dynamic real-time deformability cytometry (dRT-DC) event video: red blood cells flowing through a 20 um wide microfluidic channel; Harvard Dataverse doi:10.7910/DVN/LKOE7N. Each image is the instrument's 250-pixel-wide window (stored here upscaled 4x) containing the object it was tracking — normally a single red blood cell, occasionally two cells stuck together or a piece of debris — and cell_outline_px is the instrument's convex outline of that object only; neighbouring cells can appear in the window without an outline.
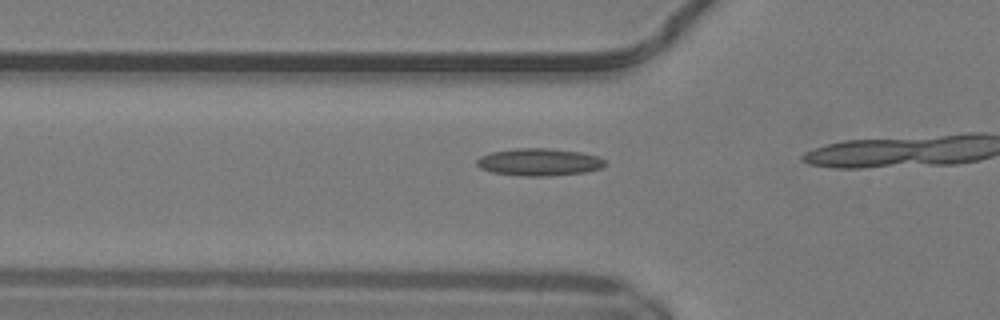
{"species": "common noctule bat (a hibernating species)", "species_latin": "Nyctalus noctula", "temperature_condition": "warm", "stored_images_in_passage": 16, "camera_frame_rate_fps": 3000, "um_per_image_px": 0.085, "animal": {"sex": "male", "body_mass_g": 19.2, "forearm_length_mm": 51.8}, "frame": {"image": 1, "passage_image": 14, "time_ms": 4.333, "image_size_px": [1000, 320], "cell_outline_px": [[608, 164], [600, 168], [584, 172], [548, 176], [524, 176], [492, 172], [480, 168], [476, 164], [476, 160], [480, 156], [492, 152], [516, 148], [548, 148], [580, 152], [596, 156], [604, 160]], "centroid_in_image_um": [45.81, 13.77], "position_along_channel_um": 80.0, "area_um2": 20.35}}